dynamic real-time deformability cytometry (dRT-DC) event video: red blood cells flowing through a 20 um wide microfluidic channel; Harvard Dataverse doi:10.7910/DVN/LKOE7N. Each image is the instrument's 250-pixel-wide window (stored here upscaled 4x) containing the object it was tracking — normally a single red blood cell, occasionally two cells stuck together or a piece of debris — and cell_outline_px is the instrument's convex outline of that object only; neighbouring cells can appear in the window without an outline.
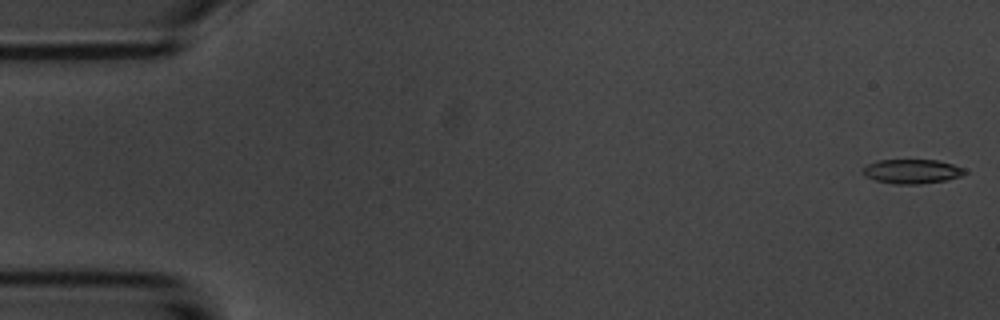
{"species": "common noctule bat (a hibernating species)", "species_latin": "Nyctalus noctula", "temperature_condition": "room temperature", "stored_images_in_passage": 5, "camera_frame_rate_fps": 3000, "um_per_image_px": 0.085, "animal": {"sex": "male", "body_mass_g": 20.1, "forearm_length_mm": 53.5}, "frame": {"image": 1, "passage_image": 1, "time_ms": 0.0, "image_size_px": [1000, 320], "cell_outline_px": [[968, 172], [960, 176], [948, 180], [920, 184], [896, 184], [876, 180], [864, 176], [860, 172], [868, 164], [880, 160], [936, 160], [952, 164], [964, 168]], "centroid_in_image_um": [77.53, 14.57], "position_along_channel_um": 7.5, "area_um2": 14.45}}
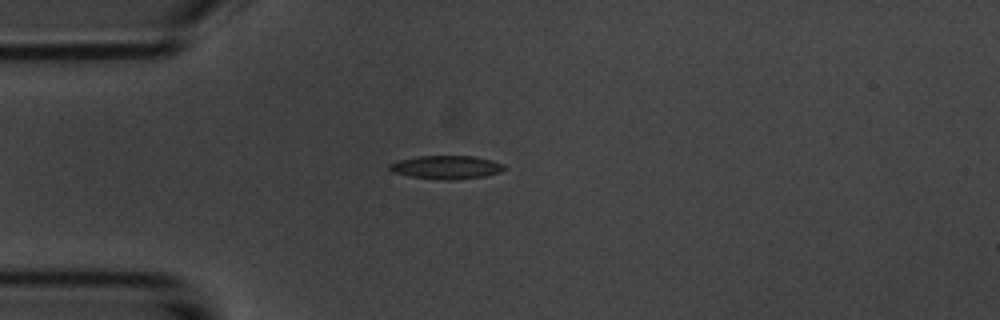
{"frame": {"image": 2, "passage_image": 5, "time_ms": 4.333, "image_size_px": [1000, 320], "cell_outline_px": [[508, 168], [500, 172], [484, 176], [452, 180], [440, 180], [412, 176], [392, 172], [388, 168], [388, 164], [396, 160], [420, 156], [472, 156], [492, 160], [504, 164]], "centroid_in_image_um": [37.94, 14.21], "position_along_channel_um": 47.1, "area_um2": 15.72}}